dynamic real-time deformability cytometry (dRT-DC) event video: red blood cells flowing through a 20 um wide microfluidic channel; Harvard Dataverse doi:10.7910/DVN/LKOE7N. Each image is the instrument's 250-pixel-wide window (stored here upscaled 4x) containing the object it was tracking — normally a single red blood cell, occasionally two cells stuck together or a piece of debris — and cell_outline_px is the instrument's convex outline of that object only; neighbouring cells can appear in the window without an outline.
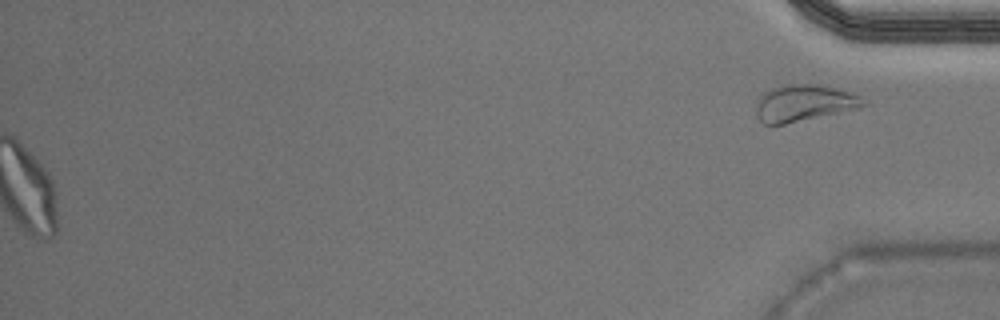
{"species": "Egyptian fruit bat (a non-hibernating species)", "species_latin": "Rousettus aegyptiacus", "temperature_condition": "warm", "stored_images_in_passage": 34, "segment_of_instrument_passage": [2, 2], "camera_frame_rate_fps": 3000, "um_per_image_px": 0.085, "animal": {"sex": "male"}, "frame": {"image": 1, "passage_image": 34, "time_ms": 11.0, "image_size_px": [1000, 320], "cell_outline_px": [[864, 104], [856, 108], [784, 124], [764, 124], [756, 116], [756, 104], [760, 96], [764, 92], [772, 88], [784, 84], [816, 84], [836, 88], [860, 96]], "centroid_in_image_um": [68.25, 8.75], "position_along_channel_um": 367.0, "area_um2": 22.37}}